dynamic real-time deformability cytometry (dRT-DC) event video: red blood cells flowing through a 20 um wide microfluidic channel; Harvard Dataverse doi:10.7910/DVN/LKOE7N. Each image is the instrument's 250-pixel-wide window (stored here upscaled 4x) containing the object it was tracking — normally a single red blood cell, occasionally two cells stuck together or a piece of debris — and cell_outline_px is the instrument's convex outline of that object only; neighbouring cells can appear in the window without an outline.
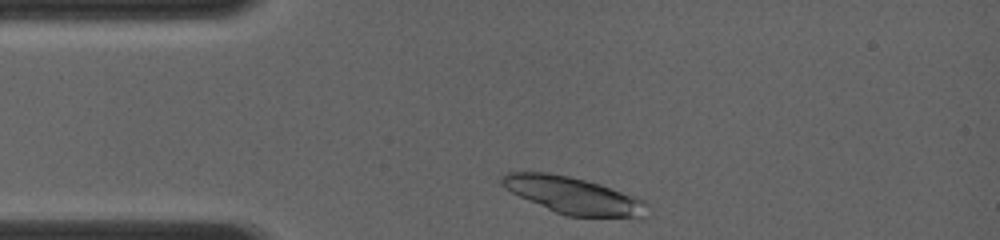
{"species": "common noctule bat (a hibernating species)", "species_latin": "Nyctalus noctula", "temperature_condition": "room temperature", "stored_images_in_passage": 7, "camera_frame_rate_fps": 4000, "um_per_image_px": 0.085, "animal": {"sex": "female", "body_mass_g": 19.0, "forearm_length_mm": 56.7}, "frame": {"image": 1, "passage_image": 1, "time_ms": 0.0, "image_size_px": [1000, 240], "cell_outline_px": [[648, 204], [644, 216], [640, 220], [568, 216], [556, 212], [528, 200], [504, 188], [500, 184], [500, 176], [508, 172], [548, 172], [568, 176], [600, 184], [636, 196], [644, 200]], "centroid_in_image_um": [48.81, 16.65], "position_along_channel_um": 36.2, "area_um2": 31.79}}